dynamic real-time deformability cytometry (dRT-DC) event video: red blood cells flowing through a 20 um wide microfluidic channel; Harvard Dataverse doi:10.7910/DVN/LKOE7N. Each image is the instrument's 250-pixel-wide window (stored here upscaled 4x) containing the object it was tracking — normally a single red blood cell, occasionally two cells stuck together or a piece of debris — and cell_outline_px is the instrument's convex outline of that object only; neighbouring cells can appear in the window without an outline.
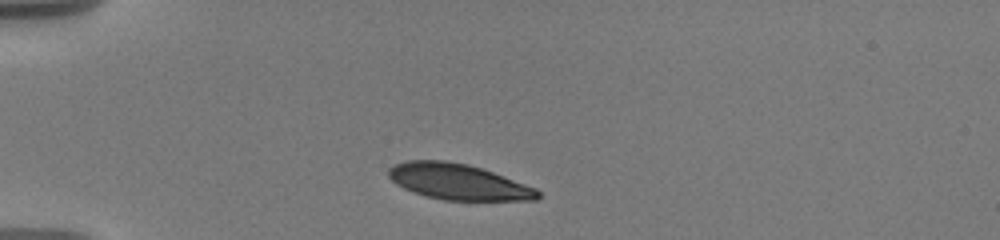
{"species": "human", "species_latin": "Homo sapiens", "temperature_condition": "warm", "stored_images_in_passage": 5, "camera_frame_rate_fps": 3000, "um_per_image_px": 0.085, "donor": {"sex": "male"}, "frame": {"image": 1, "passage_image": 1, "time_ms": 0.0, "image_size_px": [1000, 240], "cell_outline_px": [[540, 196], [536, 200], [444, 200], [428, 196], [404, 188], [396, 184], [388, 176], [388, 168], [396, 164], [408, 160], [444, 160], [468, 164], [504, 176], [536, 188], [540, 192]], "centroid_in_image_um": [38.95, 15.45], "position_along_channel_um": 46.0, "area_um2": 30.87}}
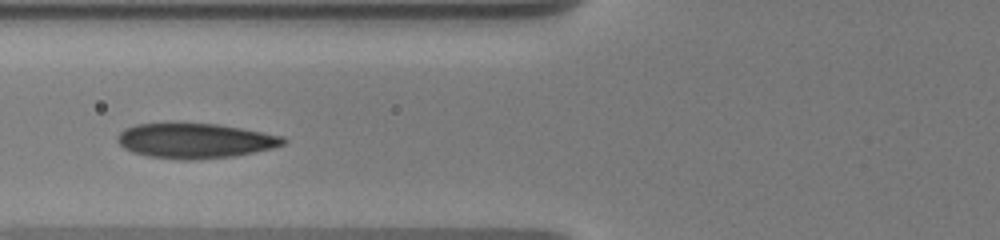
{"frame": {"image": 2, "passage_image": 4, "time_ms": 2.667, "image_size_px": [1000, 240], "cell_outline_px": [[288, 140], [284, 144], [272, 148], [232, 156], [192, 160], [180, 160], [148, 156], [132, 152], [124, 148], [116, 140], [116, 136], [124, 128], [136, 124], [172, 120], [216, 124], [240, 128], [284, 136]], "centroid_in_image_um": [16.5, 11.92], "position_along_channel_um": 109.3, "area_um2": 34.68}}